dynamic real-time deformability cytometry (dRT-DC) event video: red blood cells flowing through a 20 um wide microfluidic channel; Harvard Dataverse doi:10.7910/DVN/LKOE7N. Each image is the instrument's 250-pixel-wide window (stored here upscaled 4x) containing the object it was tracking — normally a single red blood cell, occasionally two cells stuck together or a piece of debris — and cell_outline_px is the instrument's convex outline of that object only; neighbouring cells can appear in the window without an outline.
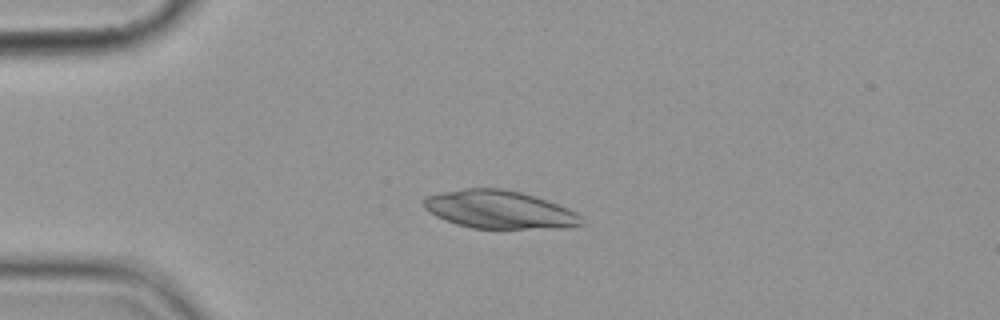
{"species": "common noctule bat (a hibernating species)", "species_latin": "Nyctalus noctula", "temperature_condition": "cold", "stored_images_in_passage": 4, "camera_frame_rate_fps": 3000, "um_per_image_px": 0.085, "animal": {"sex": "female", "body_mass_g": 19.9}, "frame": {"image": 1, "passage_image": 3, "time_ms": 2.333, "image_size_px": [1000, 320], "cell_outline_px": [[584, 224], [572, 228], [472, 228], [456, 224], [436, 216], [428, 212], [424, 208], [424, 200], [428, 196], [440, 192], [464, 188], [500, 188], [520, 192], [548, 200], [568, 208], [576, 212], [584, 220]], "centroid_in_image_um": [42.48, 17.82], "position_along_channel_um": 42.5, "area_um2": 35.08}}